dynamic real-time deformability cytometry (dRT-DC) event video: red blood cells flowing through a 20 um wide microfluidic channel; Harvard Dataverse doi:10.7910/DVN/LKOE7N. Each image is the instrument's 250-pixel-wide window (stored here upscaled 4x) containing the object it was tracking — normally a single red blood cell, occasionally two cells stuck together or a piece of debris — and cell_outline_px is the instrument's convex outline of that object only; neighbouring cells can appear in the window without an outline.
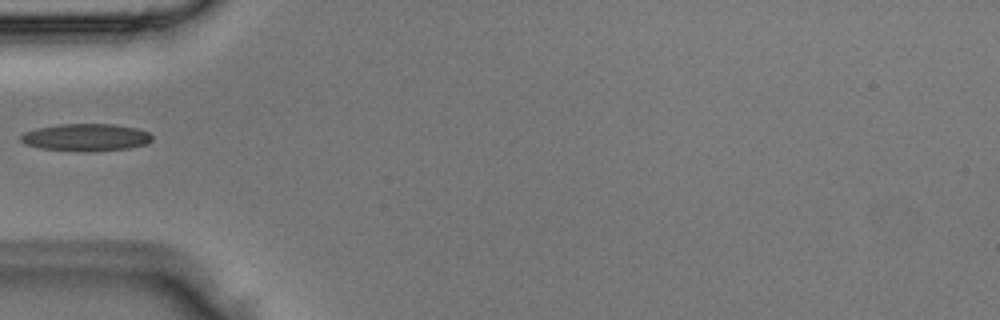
{"species": "Egyptian fruit bat (a non-hibernating species)", "species_latin": "Rousettus aegyptiacus", "temperature_condition": "room temperature", "stored_images_in_passage": 3, "camera_frame_rate_fps": 3000, "um_per_image_px": 0.085, "animal": {"sex": "male"}, "frame": {"image": 1, "passage_image": 3, "time_ms": 0.667, "image_size_px": [1000, 320], "cell_outline_px": [[152, 140], [144, 144], [128, 148], [92, 152], [80, 152], [40, 148], [24, 144], [20, 140], [20, 136], [24, 132], [36, 128], [60, 124], [112, 124], [136, 128], [148, 132], [152, 136]], "centroid_in_image_um": [7.26, 11.68], "position_along_channel_um": 77.7, "area_um2": 21.04}}